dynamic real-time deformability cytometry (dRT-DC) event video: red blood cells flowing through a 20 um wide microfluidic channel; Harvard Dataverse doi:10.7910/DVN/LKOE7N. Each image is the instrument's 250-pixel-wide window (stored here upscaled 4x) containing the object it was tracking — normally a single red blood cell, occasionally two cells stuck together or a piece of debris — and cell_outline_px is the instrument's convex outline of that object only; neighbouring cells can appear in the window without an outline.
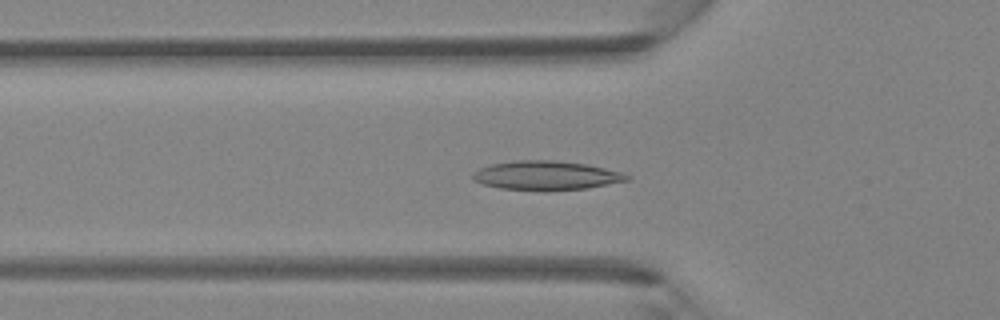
{"species": "Egyptian fruit bat (a non-hibernating species)", "species_latin": "Rousettus aegyptiacus", "temperature_condition": "room temperature", "stored_images_in_passage": 46, "camera_frame_rate_fps": 3000, "um_per_image_px": 0.085, "animal": {"sex": "female"}, "frame": {"image": 1, "passage_image": 16, "time_ms": 5.0, "image_size_px": [1000, 320], "cell_outline_px": [[632, 180], [588, 188], [500, 188], [484, 184], [476, 180], [472, 176], [472, 172], [480, 168], [492, 164], [516, 160], [556, 160], [584, 164], [604, 168], [620, 172], [632, 176]], "centroid_in_image_um": [46.48, 14.87], "position_along_channel_um": 79.3, "area_um2": 25.14}}
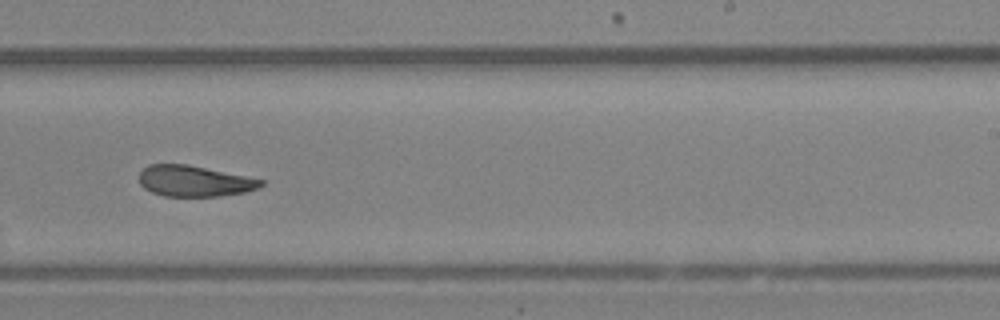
{"frame": {"image": 2, "passage_image": 29, "time_ms": 9.333, "image_size_px": [1000, 320], "cell_outline_px": [[264, 184], [256, 188], [244, 192], [216, 196], [164, 196], [152, 192], [144, 188], [140, 184], [140, 172], [148, 164], [188, 164], [264, 180]], "centroid_in_image_um": [16.48, 15.38], "position_along_channel_um": 272.5, "area_um2": 21.73}}
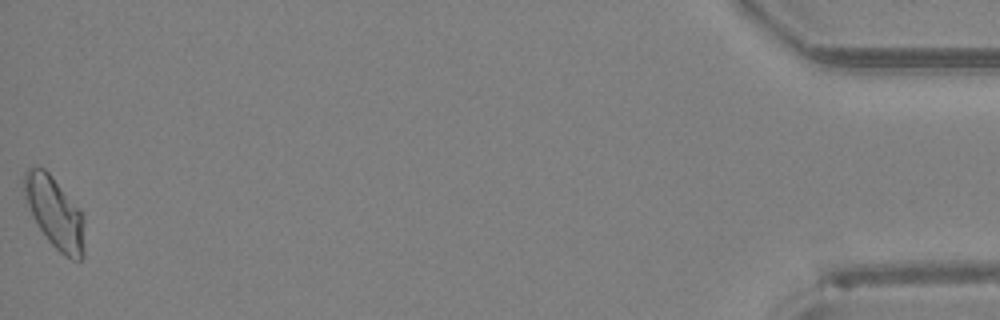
{"frame": {"image": 3, "passage_image": 46, "time_ms": 15.0, "image_size_px": [1000, 320], "cell_outline_px": [[84, 256], [80, 260], [72, 260], [64, 256], [48, 240], [36, 224], [24, 196], [24, 172], [28, 168], [44, 168], [52, 176], [80, 208], [84, 216]], "centroid_in_image_um": [4.68, 18.1], "position_along_channel_um": 430.5, "area_um2": 25.14}}